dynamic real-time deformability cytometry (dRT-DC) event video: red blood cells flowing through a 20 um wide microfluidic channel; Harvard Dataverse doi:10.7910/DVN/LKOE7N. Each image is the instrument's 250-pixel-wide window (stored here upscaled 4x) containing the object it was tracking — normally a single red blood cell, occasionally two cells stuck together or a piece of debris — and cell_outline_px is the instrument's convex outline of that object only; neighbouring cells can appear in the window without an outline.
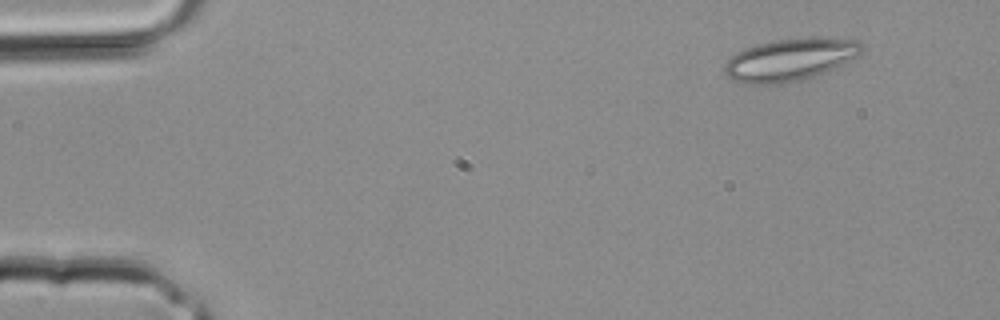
{"species": "common noctule bat (a hibernating species)", "species_latin": "Nyctalus noctula", "temperature_condition": "room temperature", "stored_images_in_passage": 2, "camera_frame_rate_fps": 3000, "um_per_image_px": 0.085, "animal": {"sex": "male", "body_mass_g": 20.4}, "frame": {"image": 1, "passage_image": 1, "time_ms": 0.0, "image_size_px": [1000, 320], "cell_outline_px": [[864, 48], [860, 56], [808, 80], [780, 84], [740, 84], [732, 80], [724, 72], [724, 64], [736, 52], [744, 48], [776, 40], [856, 40], [864, 44]], "centroid_in_image_um": [67.12, 5.14], "position_along_channel_um": 17.9, "area_um2": 33.41}}